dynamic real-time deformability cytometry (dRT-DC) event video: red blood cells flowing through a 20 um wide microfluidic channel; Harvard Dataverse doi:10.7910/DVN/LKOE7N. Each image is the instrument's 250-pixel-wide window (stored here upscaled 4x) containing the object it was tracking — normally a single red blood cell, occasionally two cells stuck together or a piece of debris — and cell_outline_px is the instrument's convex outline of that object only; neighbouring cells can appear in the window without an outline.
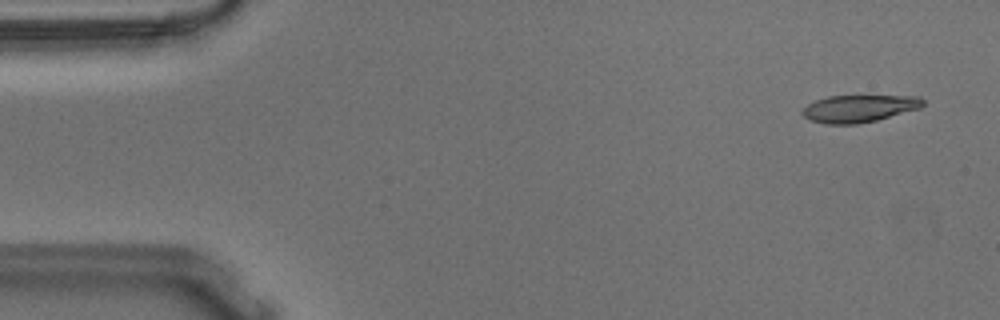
{"species": "Egyptian fruit bat (a non-hibernating species)", "species_latin": "Rousettus aegyptiacus", "temperature_condition": "warm", "stored_images_in_passage": 55, "camera_frame_rate_fps": 3000, "um_per_image_px": 0.085, "animal": {"sex": "male"}, "frame": {"image": 1, "passage_image": 3, "time_ms": 0.667, "image_size_px": [1000, 320], "cell_outline_px": [[924, 104], [920, 108], [876, 120], [856, 124], [824, 124], [808, 120], [800, 112], [808, 104], [816, 100], [828, 96], [920, 96], [924, 100]], "centroid_in_image_um": [73.0, 9.22], "position_along_channel_um": 12.0, "area_um2": 19.13}}
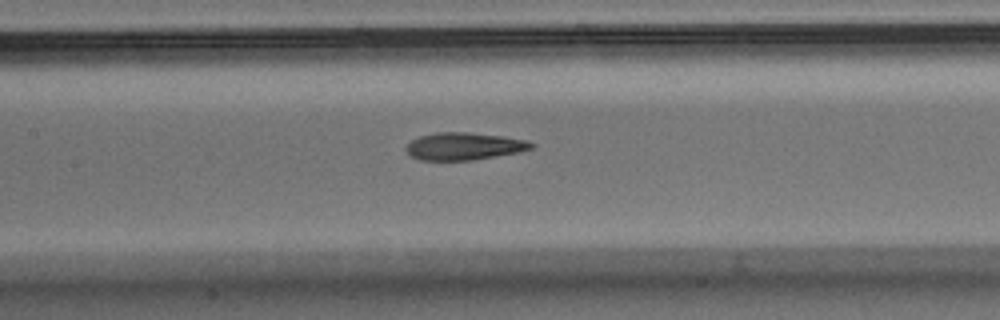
{"frame": {"image": 2, "passage_image": 25, "time_ms": 8.0, "image_size_px": [1000, 320], "cell_outline_px": [[536, 144], [532, 148], [520, 152], [472, 160], [420, 160], [412, 156], [404, 148], [412, 140], [420, 136], [436, 132], [468, 132], [504, 136], [524, 140]], "centroid_in_image_um": [39.45, 12.43], "position_along_channel_um": 167.9, "area_um2": 19.94}}
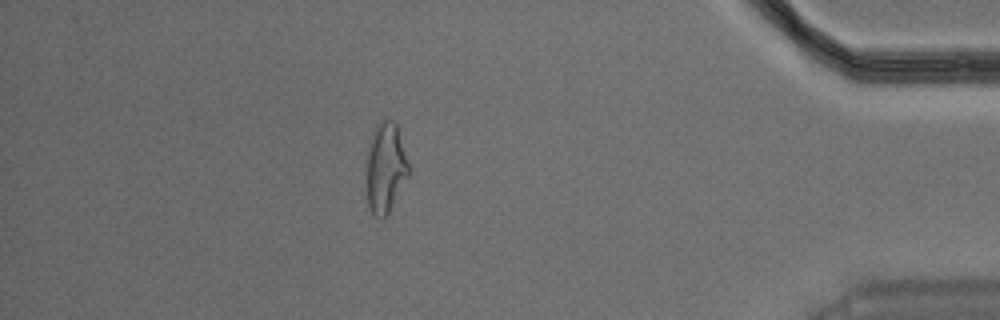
{"frame": {"image": 3, "passage_image": 48, "time_ms": 15.667, "image_size_px": [1000, 320], "cell_outline_px": [[408, 176], [384, 220], [380, 220], [368, 208], [368, 144], [376, 128], [384, 120], [392, 120], [396, 124], [408, 164]], "centroid_in_image_um": [32.77, 14.32], "position_along_channel_um": 402.4, "area_um2": 21.27}, "authors_computed_cell_mechanics": {"area_um2": 20.519, "velocity_mm_per_s": 3.6437, "shape_relaxation_time_tau1_ms": 8.0955, "shape_relaxation_time_tau2_ms": 1.9256, "deformation_change_tau1": 0.262, "deformation_change_tau2": 0.1058}}